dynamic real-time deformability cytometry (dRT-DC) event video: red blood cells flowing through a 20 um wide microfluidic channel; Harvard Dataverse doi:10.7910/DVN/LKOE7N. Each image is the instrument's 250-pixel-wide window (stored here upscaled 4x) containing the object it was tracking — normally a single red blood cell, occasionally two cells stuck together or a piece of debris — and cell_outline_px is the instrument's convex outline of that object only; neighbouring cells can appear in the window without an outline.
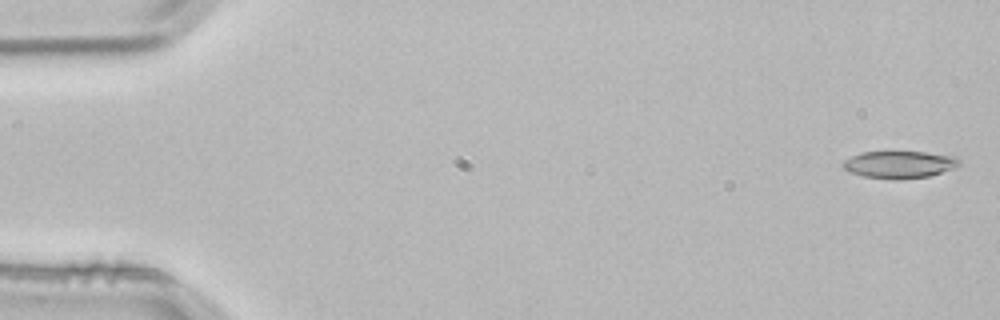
{"species": "common noctule bat (a hibernating species)", "species_latin": "Nyctalus noctula", "temperature_condition": "room temperature", "stored_images_in_passage": 4, "camera_frame_rate_fps": 3000, "um_per_image_px": 0.085, "animal": {"sex": "male", "body_mass_g": 21.5, "forearm_length_mm": 52.0}, "frame": {"image": 1, "passage_image": 1, "time_ms": 0.0, "image_size_px": [1000, 320], "cell_outline_px": [[960, 164], [952, 168], [928, 176], [864, 176], [852, 172], [844, 168], [840, 164], [844, 160], [860, 152], [924, 152], [956, 156], [960, 160]], "centroid_in_image_um": [76.44, 13.92], "position_along_channel_um": 8.6, "area_um2": 17.34}}
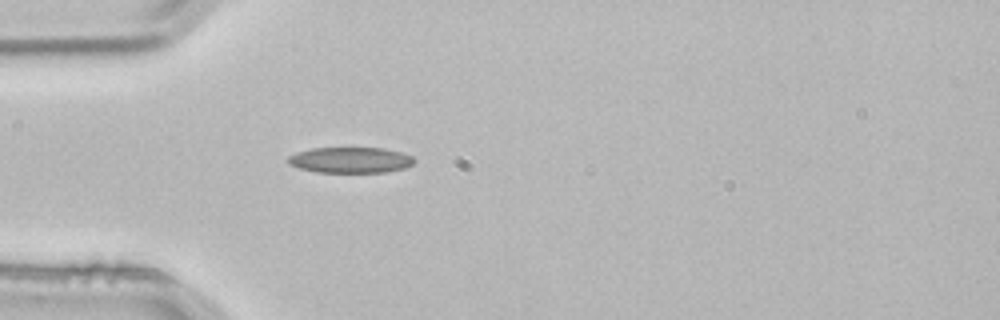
{"frame": {"image": 2, "passage_image": 4, "time_ms": 1.0, "image_size_px": [1000, 320], "cell_outline_px": [[416, 160], [412, 164], [404, 168], [384, 172], [316, 172], [300, 168], [288, 164], [288, 156], [296, 152], [312, 148], [384, 148], [400, 152], [412, 156]], "centroid_in_image_um": [29.77, 13.6], "position_along_channel_um": 55.2, "area_um2": 18.9}}